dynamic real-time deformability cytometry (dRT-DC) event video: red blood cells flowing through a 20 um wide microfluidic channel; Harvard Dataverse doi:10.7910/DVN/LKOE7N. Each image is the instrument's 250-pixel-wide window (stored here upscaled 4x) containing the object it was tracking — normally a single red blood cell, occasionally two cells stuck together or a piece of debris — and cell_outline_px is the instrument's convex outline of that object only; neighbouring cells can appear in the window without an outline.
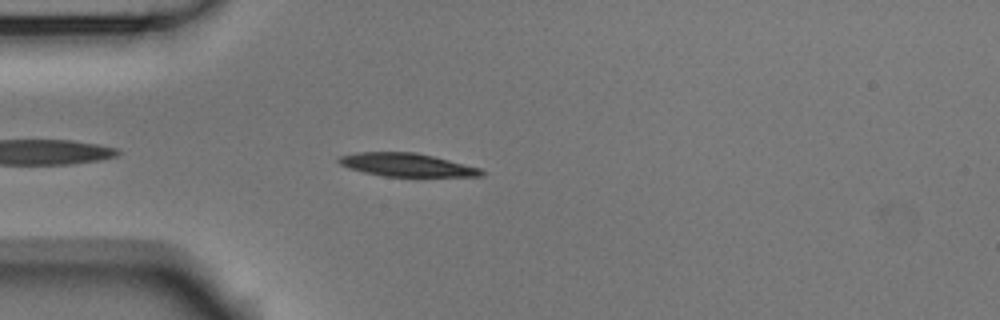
{"species": "Egyptian fruit bat (a non-hibernating species)", "species_latin": "Rousettus aegyptiacus", "temperature_condition": "room temperature", "stored_images_in_passage": 21, "camera_frame_rate_fps": 3000, "um_per_image_px": 0.085, "animal": {"sex": "male"}, "frame": {"image": 1, "passage_image": 4, "time_ms": 1.0, "image_size_px": [1000, 320], "cell_outline_px": [[484, 172], [480, 176], [384, 176], [364, 172], [348, 168], [340, 164], [336, 160], [340, 156], [356, 152], [416, 152], [480, 168]], "centroid_in_image_um": [34.5, 14.0], "position_along_channel_um": 50.5, "area_um2": 19.02}}
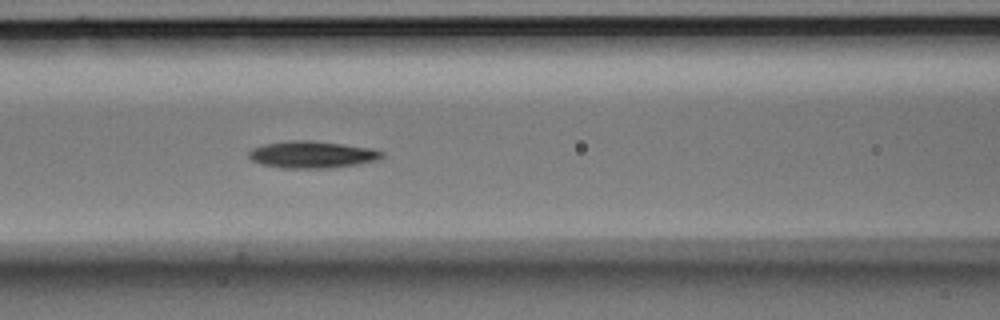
{"frame": {"image": 2, "passage_image": 12, "time_ms": 3.667, "image_size_px": [1000, 320], "cell_outline_px": [[384, 156], [376, 160], [356, 164], [328, 168], [280, 168], [260, 164], [252, 160], [248, 156], [248, 152], [252, 148], [264, 144], [292, 140], [312, 140], [372, 148], [384, 152]], "centroid_in_image_um": [26.5, 13.13], "position_along_channel_um": 140.1, "area_um2": 20.92}}
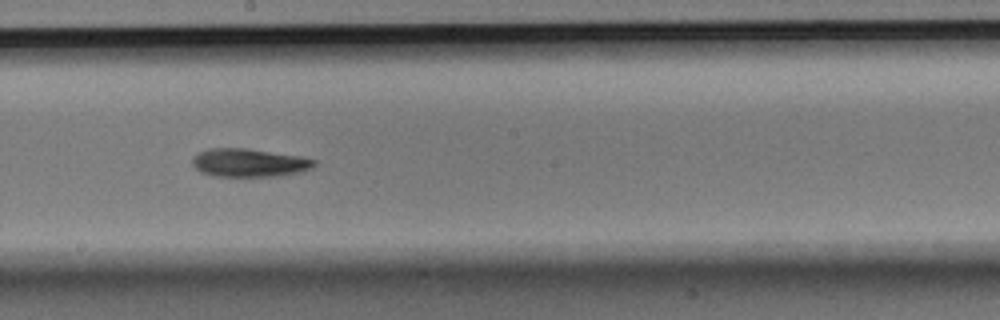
{"frame": {"image": 3, "passage_image": 19, "time_ms": 6.0, "image_size_px": [1000, 320], "cell_outline_px": [[316, 164], [312, 168], [300, 172], [280, 176], [212, 176], [200, 172], [192, 164], [192, 156], [208, 148], [244, 148], [304, 156], [316, 160]], "centroid_in_image_um": [21.19, 13.83], "position_along_channel_um": 227.0, "area_um2": 20.29}}